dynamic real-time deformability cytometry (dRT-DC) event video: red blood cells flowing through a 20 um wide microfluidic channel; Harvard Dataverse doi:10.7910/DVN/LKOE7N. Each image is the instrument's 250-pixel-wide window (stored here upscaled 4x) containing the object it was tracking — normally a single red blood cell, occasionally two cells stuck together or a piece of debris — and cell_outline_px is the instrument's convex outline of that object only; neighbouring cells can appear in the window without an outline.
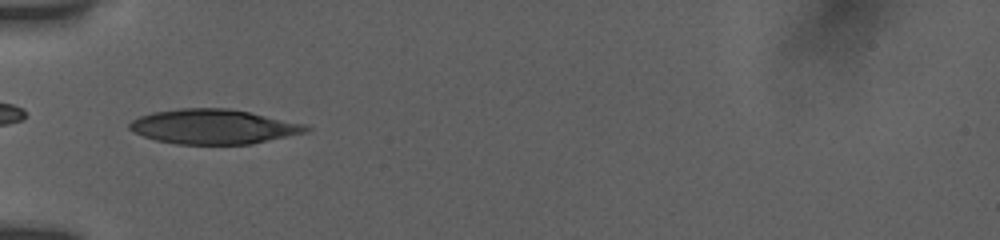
{"species": "human", "species_latin": "Homo sapiens", "temperature_condition": "room temperature", "stored_images_in_passage": 11, "camera_frame_rate_fps": 3000, "um_per_image_px": 0.085, "donor": {"sex": "female"}, "frame": {"image": 1, "passage_image": 1, "time_ms": 0.0, "image_size_px": [1000, 240], "cell_outline_px": [[312, 128], [308, 132], [252, 144], [176, 144], [156, 140], [144, 136], [128, 128], [128, 124], [132, 120], [140, 116], [152, 112], [180, 108], [228, 108], [308, 124]], "centroid_in_image_um": [18.19, 10.76], "position_along_channel_um": 66.8, "area_um2": 35.78}}
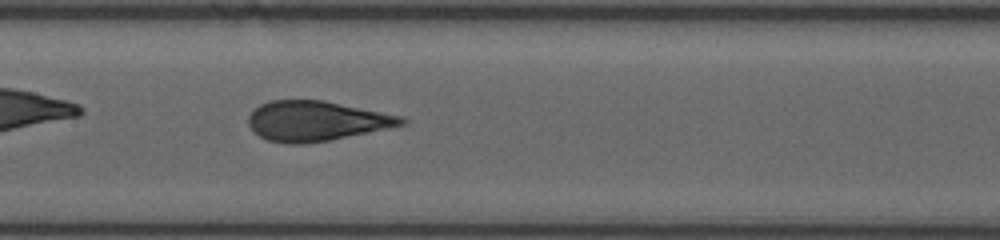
{"frame": {"image": 2, "passage_image": 8, "time_ms": 3.0, "image_size_px": [1000, 240], "cell_outline_px": [[408, 124], [328, 140], [304, 144], [288, 144], [268, 140], [252, 132], [248, 124], [248, 116], [260, 104], [268, 100], [324, 100], [404, 116], [408, 120]], "centroid_in_image_um": [26.89, 10.27], "position_along_channel_um": 180.5, "area_um2": 35.78}}
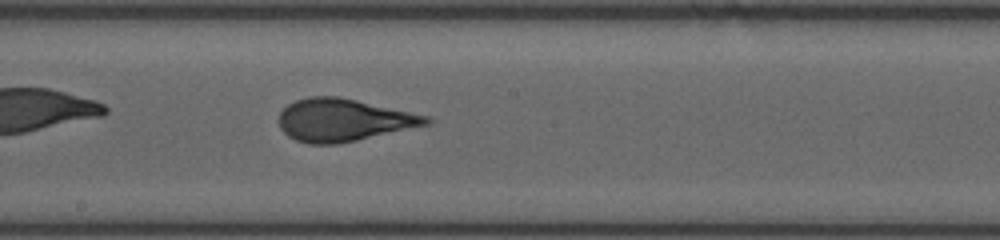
{"frame": {"image": 3, "passage_image": 11, "time_ms": 4.0, "image_size_px": [1000, 240], "cell_outline_px": [[436, 120], [432, 124], [356, 140], [336, 144], [308, 144], [296, 140], [288, 136], [280, 128], [280, 112], [288, 104], [296, 100], [312, 96], [336, 96], [356, 100], [432, 116]], "centroid_in_image_um": [29.26, 10.2], "position_along_channel_um": 218.9, "area_um2": 36.59}}